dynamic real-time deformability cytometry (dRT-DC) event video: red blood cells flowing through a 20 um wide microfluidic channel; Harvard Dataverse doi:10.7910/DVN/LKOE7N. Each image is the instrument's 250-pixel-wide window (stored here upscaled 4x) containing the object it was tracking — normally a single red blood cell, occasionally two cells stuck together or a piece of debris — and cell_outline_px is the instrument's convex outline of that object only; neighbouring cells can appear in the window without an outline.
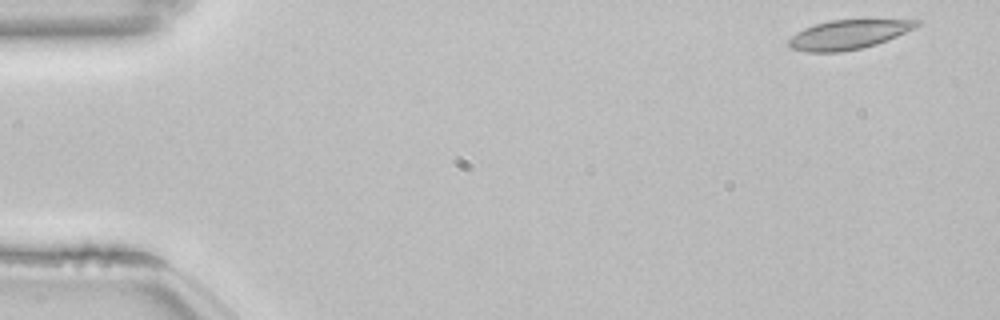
{"species": "common noctule bat (a hibernating species)", "species_latin": "Nyctalus noctula", "temperature_condition": "room temperature", "stored_images_in_passage": 52, "camera_frame_rate_fps": 3000, "um_per_image_px": 0.085, "animal": {"sex": "female", "body_mass_g": 22.7, "forearm_length_mm": 54.2}, "frame": {"image": 1, "passage_image": 1, "time_ms": 0.0, "image_size_px": [1000, 320], "cell_outline_px": [[920, 24], [896, 36], [876, 44], [860, 48], [840, 52], [808, 52], [788, 48], [788, 40], [792, 36], [804, 28], [828, 20], [920, 20]], "centroid_in_image_um": [72.04, 2.94], "position_along_channel_um": 13.0, "area_um2": 21.44}}
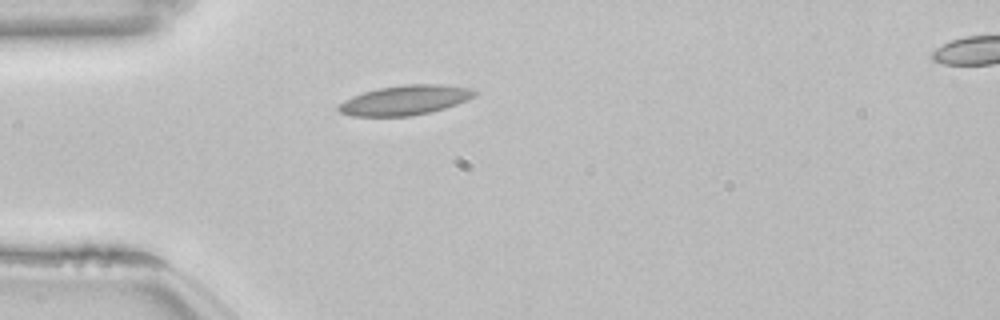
{"frame": {"image": 2, "passage_image": 13, "time_ms": 4.0, "image_size_px": [1000, 320], "cell_outline_px": [[480, 92], [476, 96], [456, 104], [444, 108], [412, 116], [352, 116], [340, 112], [336, 108], [344, 100], [352, 96], [364, 92], [380, 88], [404, 84], [444, 84], [472, 88]], "centroid_in_image_um": [34.47, 8.5], "position_along_channel_um": 50.5, "area_um2": 23.58}}
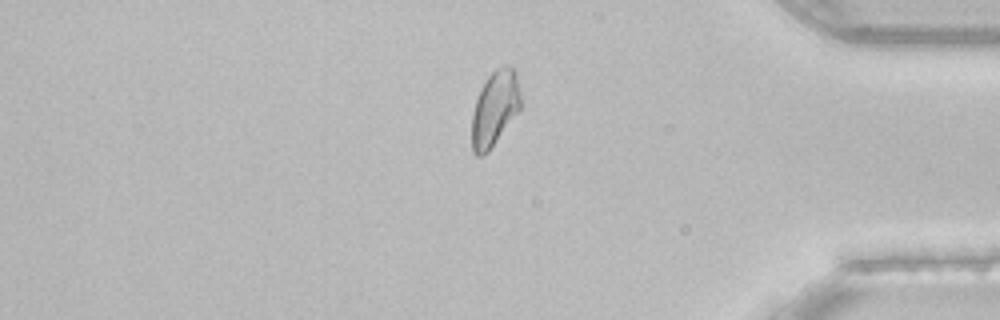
{"frame": {"image": 3, "passage_image": 43, "time_ms": 14.0, "image_size_px": [1000, 320], "cell_outline_px": [[520, 108], [488, 152], [484, 156], [476, 156], [472, 152], [472, 116], [476, 100], [480, 88], [488, 76], [496, 68], [504, 64], [512, 68], [516, 72], [520, 96]], "centroid_in_image_um": [42.03, 9.22], "position_along_channel_um": 393.2, "area_um2": 21.15}, "authors_computed_cell_mechanics": {"area_um2": 21.7906, "velocity_mm_per_s": 3.8235, "shape_relaxation_time_tau1_ms": null, "shape_relaxation_time_tau2_ms": 4.0064, "deformation_change_tau1": null, "deformation_change_tau2": 0.091}}